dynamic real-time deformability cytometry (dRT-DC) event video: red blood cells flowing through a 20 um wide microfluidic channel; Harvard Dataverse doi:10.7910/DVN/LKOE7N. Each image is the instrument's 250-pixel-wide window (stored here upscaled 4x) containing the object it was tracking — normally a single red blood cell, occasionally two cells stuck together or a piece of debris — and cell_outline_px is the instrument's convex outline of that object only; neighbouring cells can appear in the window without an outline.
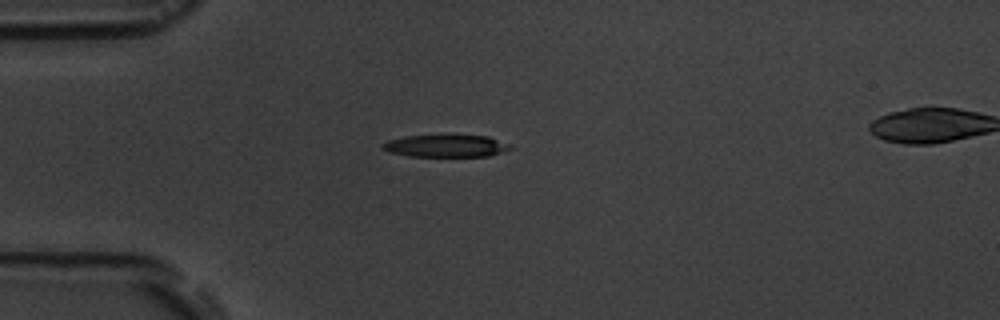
{"species": "common noctule bat (a hibernating species)", "species_latin": "Nyctalus noctula", "temperature_condition": "room temperature", "stored_images_in_passage": 8, "camera_frame_rate_fps": 3000, "um_per_image_px": 0.085, "animal": {"sex": "male", "body_mass_g": 19.5, "forearm_length_mm": 54.6}, "frame": {"image": 1, "passage_image": 2, "time_ms": 1.0, "image_size_px": [1000, 320], "cell_outline_px": [[512, 148], [488, 156], [408, 156], [388, 152], [380, 144], [388, 140], [404, 136], [488, 136], [512, 144]], "centroid_in_image_um": [37.9, 12.41], "position_along_channel_um": 47.1, "area_um2": 16.36}}
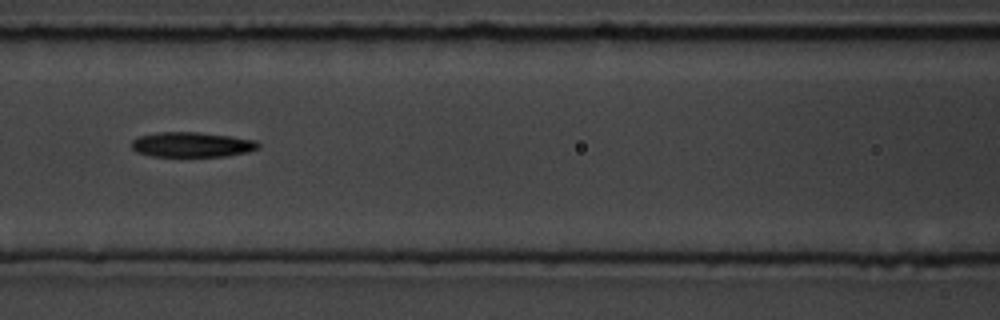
{"frame": {"image": 2, "passage_image": 5, "time_ms": 4.333, "image_size_px": [1000, 320], "cell_outline_px": [[260, 148], [248, 152], [228, 156], [152, 156], [136, 152], [132, 148], [132, 140], [140, 136], [160, 132], [196, 132], [232, 136], [256, 140], [260, 144]], "centroid_in_image_um": [16.35, 12.29], "position_along_channel_um": 150.2, "area_um2": 18.5}}
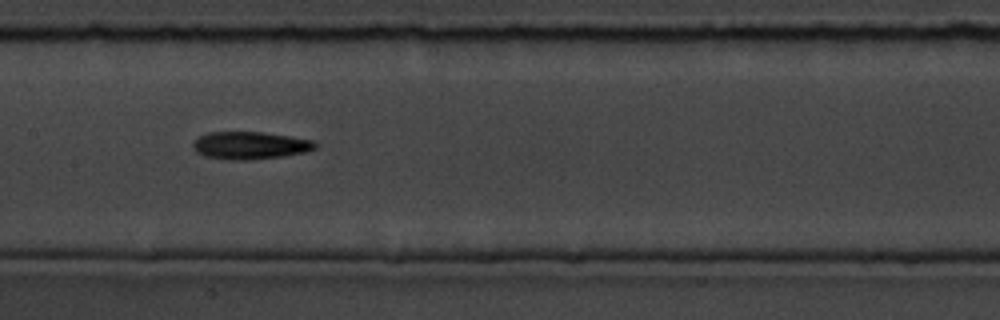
{"frame": {"image": 3, "passage_image": 6, "time_ms": 5.333, "image_size_px": [1000, 320], "cell_outline_px": [[316, 148], [308, 152], [284, 156], [248, 160], [228, 160], [204, 156], [196, 152], [192, 148], [192, 144], [200, 136], [208, 132], [264, 132], [312, 140], [316, 144]], "centroid_in_image_um": [21.25, 12.37], "position_along_channel_um": 186.2, "area_um2": 19.71}}